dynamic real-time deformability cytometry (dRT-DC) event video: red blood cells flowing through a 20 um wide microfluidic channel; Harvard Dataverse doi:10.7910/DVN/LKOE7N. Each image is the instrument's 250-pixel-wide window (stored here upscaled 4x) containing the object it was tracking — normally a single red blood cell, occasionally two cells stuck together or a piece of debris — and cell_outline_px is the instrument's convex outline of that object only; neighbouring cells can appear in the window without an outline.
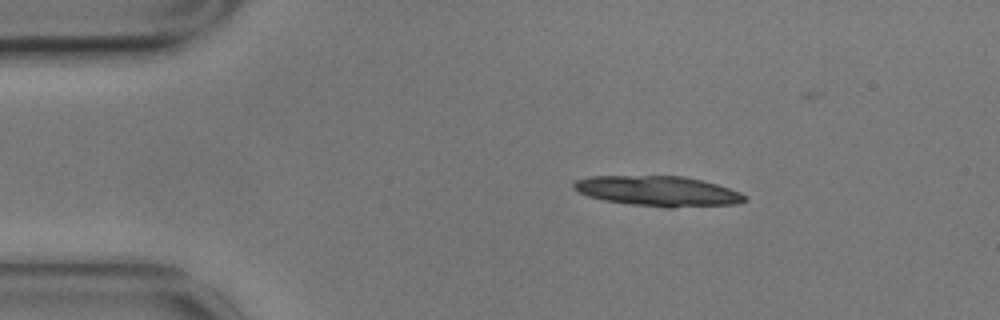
{"species": "common noctule bat (a hibernating species)", "species_latin": "Nyctalus noctula", "temperature_condition": "cold", "stored_images_in_passage": 20, "camera_frame_rate_fps": 3000, "um_per_image_px": 0.085, "animal": {"sex": "male", "body_mass_g": 17.9}, "frame": {"image": 1, "passage_image": 1, "time_ms": 0.0, "image_size_px": [1000, 320], "cell_outline_px": [[748, 200], [736, 204], [672, 208], [664, 208], [632, 204], [604, 200], [588, 196], [572, 188], [572, 184], [576, 180], [592, 176], [684, 176], [704, 180], [740, 192], [748, 196]], "centroid_in_image_um": [55.97, 16.25], "position_along_channel_um": 29.0, "area_um2": 30.23}}